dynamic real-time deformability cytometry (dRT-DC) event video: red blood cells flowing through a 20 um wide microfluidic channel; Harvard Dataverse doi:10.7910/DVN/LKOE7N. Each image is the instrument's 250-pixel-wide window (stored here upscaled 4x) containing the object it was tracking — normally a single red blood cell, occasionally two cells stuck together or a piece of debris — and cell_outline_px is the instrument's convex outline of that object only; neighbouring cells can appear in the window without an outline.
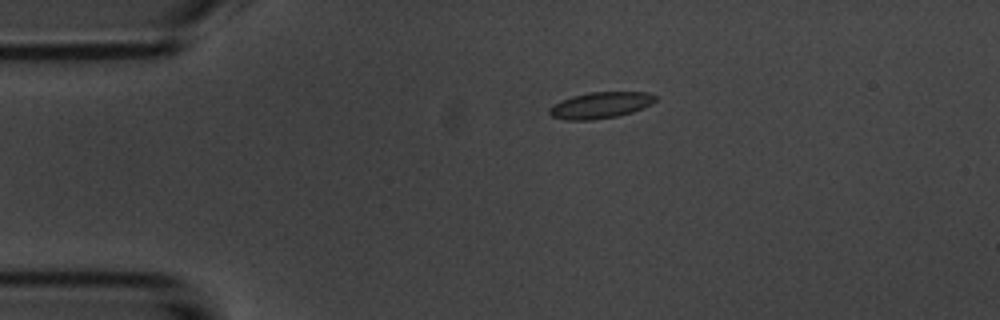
{"species": "common noctule bat (a hibernating species)", "species_latin": "Nyctalus noctula", "temperature_condition": "room temperature", "stored_images_in_passage": 44, "camera_frame_rate_fps": 3000, "um_per_image_px": 0.085, "animal": {"sex": "male", "body_mass_g": 20.1, "forearm_length_mm": 53.5}, "frame": {"image": 1, "passage_image": 1, "time_ms": 0.0, "image_size_px": [1000, 320], "cell_outline_px": [[656, 100], [652, 104], [644, 108], [632, 112], [616, 116], [592, 120], [564, 120], [552, 116], [548, 112], [548, 108], [552, 104], [560, 100], [572, 96], [588, 92], [648, 92], [656, 96]], "centroid_in_image_um": [51.01, 8.94], "position_along_channel_um": 34.0, "area_um2": 16.42}}
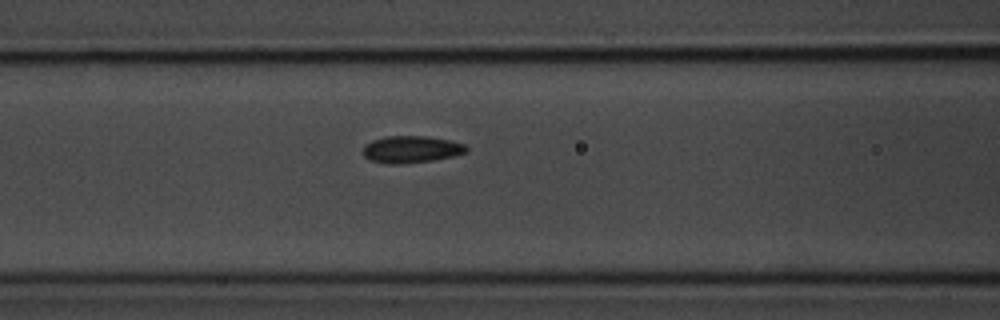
{"frame": {"image": 2, "passage_image": 12, "time_ms": 3.667, "image_size_px": [1000, 320], "cell_outline_px": [[468, 152], [452, 156], [432, 160], [400, 164], [388, 164], [372, 160], [364, 156], [360, 152], [364, 144], [372, 140], [384, 136], [428, 136], [448, 140], [464, 144], [468, 148]], "centroid_in_image_um": [34.91, 12.69], "position_along_channel_um": 131.7, "area_um2": 16.36}}
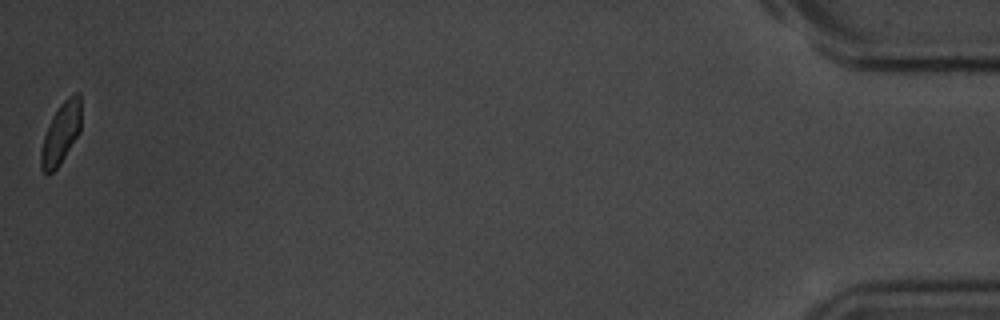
{"frame": {"image": 3, "passage_image": 44, "time_ms": 14.333, "image_size_px": [1000, 320], "cell_outline_px": [[80, 132], [60, 164], [52, 172], [44, 172], [40, 168], [40, 152], [44, 136], [52, 116], [60, 104], [68, 96], [76, 92], [80, 92]], "centroid_in_image_um": [5.18, 11.32], "position_along_channel_um": 430.0, "area_um2": 14.28}, "authors_computed_cell_mechanics": {"area_um2": 15.6638, "velocity_mm_per_s": 3.6994, "shape_relaxation_time_tau1_ms": 6.7319, "shape_relaxation_time_tau2_ms": 1.9253, "deformation_change_tau1": 0.1669, "deformation_change_tau2": 0.0551}}